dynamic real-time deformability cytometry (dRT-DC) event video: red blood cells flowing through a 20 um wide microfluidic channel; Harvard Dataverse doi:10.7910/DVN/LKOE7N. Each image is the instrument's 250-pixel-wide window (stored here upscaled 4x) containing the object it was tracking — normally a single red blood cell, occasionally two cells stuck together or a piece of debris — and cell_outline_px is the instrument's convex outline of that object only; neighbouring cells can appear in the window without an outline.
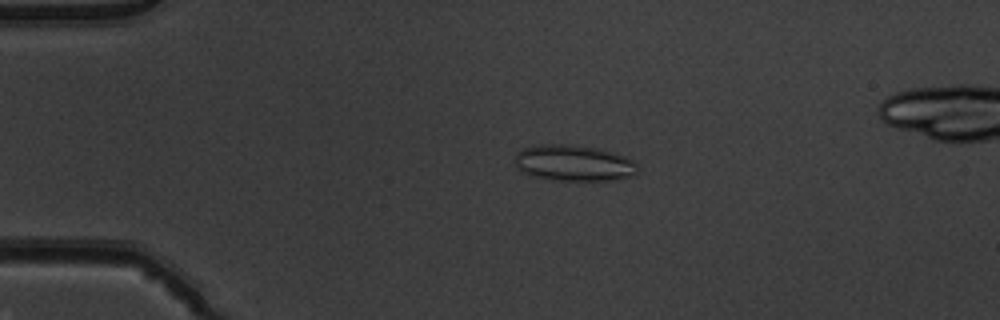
{"species": "common noctule bat (a hibernating species)", "species_latin": "Nyctalus noctula", "temperature_condition": "warm", "stored_images_in_passage": 53, "camera_frame_rate_fps": 3000, "um_per_image_px": 0.085, "animal": {"sex": "male", "body_mass_g": 19.5, "forearm_length_mm": 54.6}, "frame": {"image": 1, "passage_image": 12, "time_ms": 3.667, "image_size_px": [1000, 320], "cell_outline_px": [[636, 172], [632, 176], [608, 180], [552, 180], [528, 176], [516, 164], [516, 152], [524, 148], [540, 144], [572, 144], [596, 148], [612, 152], [624, 156], [632, 160], [636, 164]], "centroid_in_image_um": [48.73, 13.85], "position_along_channel_um": 36.3, "area_um2": 25.66}}
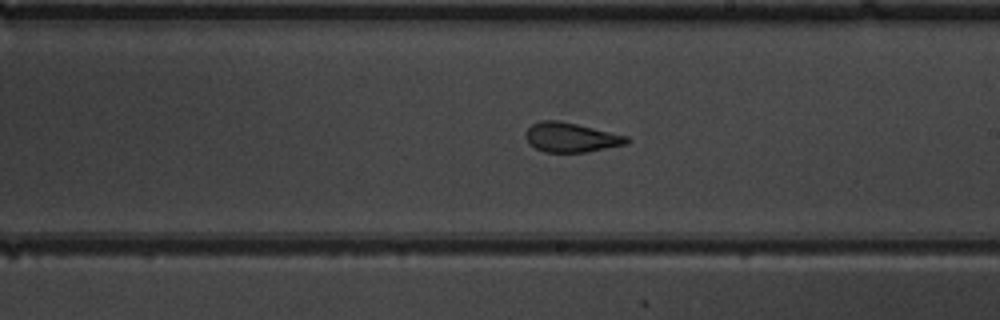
{"frame": {"image": 2, "passage_image": 31, "time_ms": 10.0, "image_size_px": [1000, 320], "cell_outline_px": [[632, 140], [628, 144], [588, 152], [544, 152], [528, 144], [524, 136], [524, 132], [532, 124], [540, 120], [556, 120], [576, 124], [628, 136]], "centroid_in_image_um": [48.53, 11.69], "position_along_channel_um": 240.5, "area_um2": 17.57}}
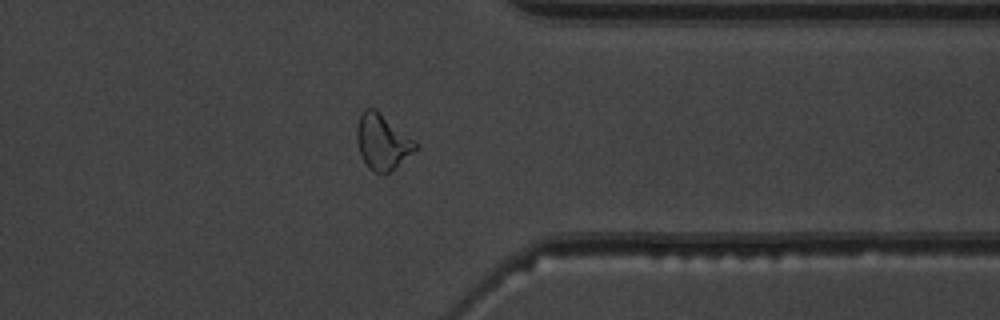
{"frame": {"image": 3, "passage_image": 42, "time_ms": 13.667, "image_size_px": [1000, 320], "cell_outline_px": [[420, 148], [384, 176], [380, 176], [372, 172], [368, 168], [360, 152], [356, 140], [356, 128], [360, 116], [364, 108], [376, 108], [416, 140], [420, 144]], "centroid_in_image_um": [32.54, 12.07], "position_along_channel_um": 378.9, "area_um2": 19.59}, "authors_computed_cell_mechanics": {"area_um2": 18.9006, "velocity_mm_per_s": 3.9033, "shape_relaxation_time_tau1_ms": 7.0831, "shape_relaxation_time_tau2_ms": 1.2698, "deformation_change_tau1": 0.2054, "deformation_change_tau2": 0.0971}}